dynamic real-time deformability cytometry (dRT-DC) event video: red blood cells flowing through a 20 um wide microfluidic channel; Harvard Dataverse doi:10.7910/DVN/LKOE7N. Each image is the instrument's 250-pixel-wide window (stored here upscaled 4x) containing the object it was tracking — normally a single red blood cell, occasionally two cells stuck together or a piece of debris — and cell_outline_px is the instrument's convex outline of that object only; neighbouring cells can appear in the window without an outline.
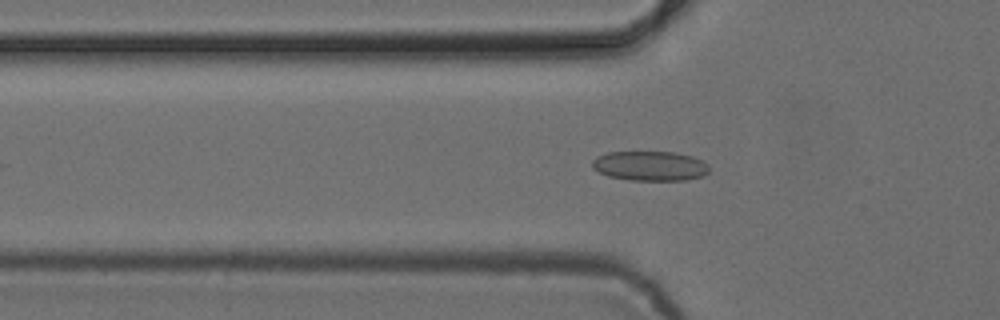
{"species": "common noctule bat (a hibernating species)", "species_latin": "Nyctalus noctula", "temperature_condition": "cold", "stored_images_in_passage": 48, "camera_frame_rate_fps": 3000, "um_per_image_px": 0.085, "animal": {"sex": "female", "body_mass_g": 24.6, "forearm_length_mm": 56.2}, "frame": {"image": 1, "passage_image": 13, "time_ms": 4.0, "image_size_px": [1000, 320], "cell_outline_px": [[708, 172], [704, 176], [684, 180], [628, 180], [608, 176], [592, 168], [592, 160], [596, 156], [608, 152], [672, 152], [692, 156], [708, 164]], "centroid_in_image_um": [55.23, 14.1], "position_along_channel_um": 70.6, "area_um2": 20.23}}
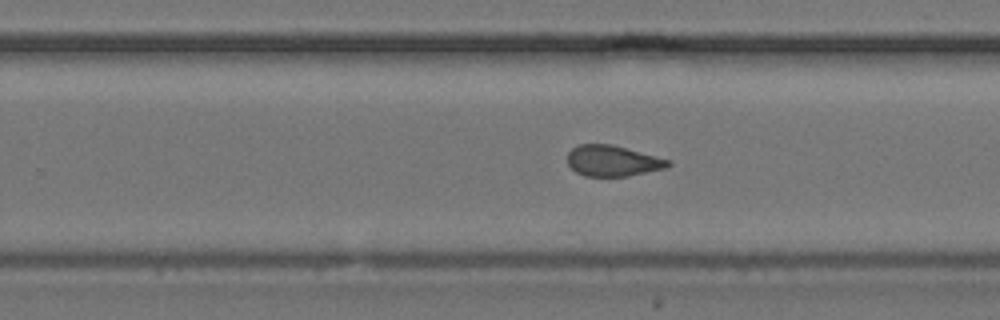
{"frame": {"image": 2, "passage_image": 29, "time_ms": 9.333, "image_size_px": [1000, 320], "cell_outline_px": [[672, 164], [664, 168], [628, 176], [584, 176], [576, 172], [568, 164], [568, 152], [572, 148], [580, 144], [612, 144], [672, 160]], "centroid_in_image_um": [52.08, 13.66], "position_along_channel_um": 277.7, "area_um2": 18.09}}
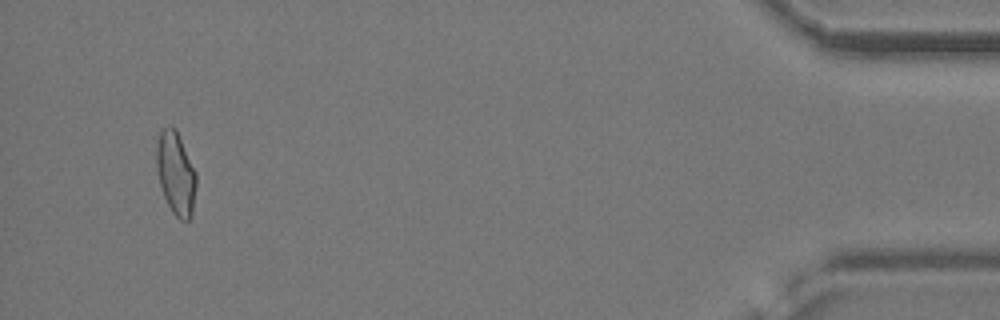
{"frame": {"image": 3, "passage_image": 46, "time_ms": 15.0, "image_size_px": [1000, 320], "cell_outline_px": [[196, 188], [192, 216], [188, 224], [180, 220], [172, 212], [164, 196], [160, 184], [156, 168], [156, 144], [160, 132], [168, 124], [176, 128], [196, 172]], "centroid_in_image_um": [14.95, 14.75], "position_along_channel_um": 420.3, "area_um2": 19.54}, "authors_computed_cell_mechanics": {"area_um2": 18.6983, "velocity_mm_per_s": 3.8827, "shape_relaxation_time_tau1_ms": null, "shape_relaxation_time_tau2_ms": 1.5362, "deformation_change_tau1": null, "deformation_change_tau2": 0.067}}